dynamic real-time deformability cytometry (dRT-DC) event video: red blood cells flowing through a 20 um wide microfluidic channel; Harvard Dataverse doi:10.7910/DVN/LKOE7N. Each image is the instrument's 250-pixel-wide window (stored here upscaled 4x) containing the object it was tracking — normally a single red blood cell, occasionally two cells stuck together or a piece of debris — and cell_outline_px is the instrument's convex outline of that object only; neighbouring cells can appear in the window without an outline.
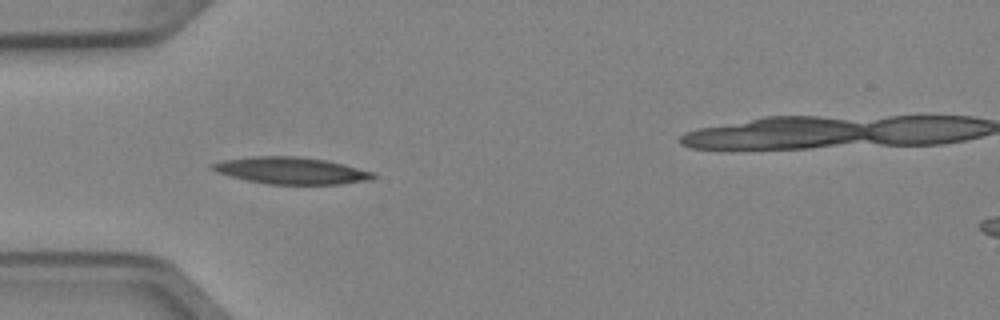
{"species": "Egyptian fruit bat (a non-hibernating species)", "species_latin": "Rousettus aegyptiacus", "temperature_condition": "cold", "stored_images_in_passage": 5, "camera_frame_rate_fps": 3000, "um_per_image_px": 0.085, "animal": {"sex": "female"}, "frame": {"image": 1, "passage_image": 3, "time_ms": 0.667, "image_size_px": [1000, 320], "cell_outline_px": [[376, 176], [372, 180], [340, 184], [268, 184], [248, 180], [216, 172], [208, 168], [208, 164], [224, 160], [252, 156], [300, 156], [324, 160], [344, 164], [372, 172]], "centroid_in_image_um": [24.72, 14.49], "position_along_channel_um": 60.3, "area_um2": 25.14}}
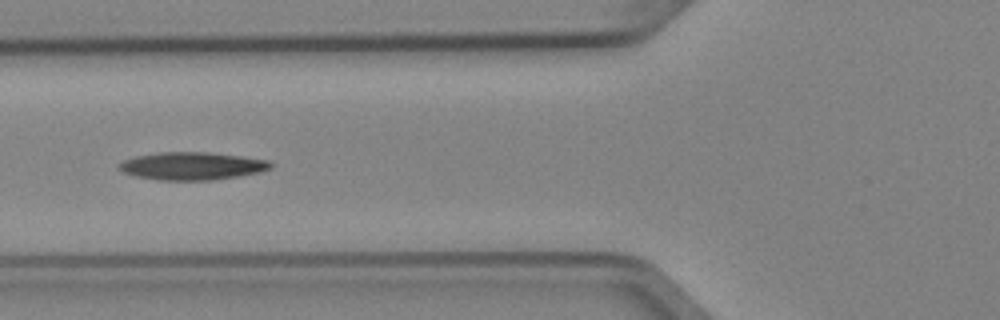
{"frame": {"image": 2, "passage_image": 4, "time_ms": 1.0, "image_size_px": [1000, 320], "cell_outline_px": [[272, 168], [260, 172], [240, 176], [212, 180], [156, 180], [136, 176], [124, 172], [120, 168], [120, 164], [124, 160], [136, 156], [164, 152], [208, 152], [272, 160]], "centroid_in_image_um": [16.4, 14.11], "position_along_channel_um": 109.4, "area_um2": 24.45}}
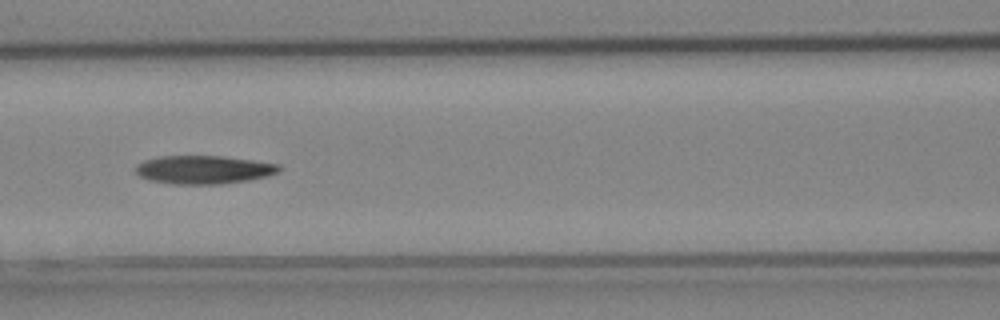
{"frame": {"image": 3, "passage_image": 5, "time_ms": 1.333, "image_size_px": [1000, 320], "cell_outline_px": [[280, 168], [276, 172], [268, 176], [248, 180], [220, 184], [172, 184], [148, 180], [140, 176], [136, 172], [136, 164], [144, 160], [160, 156], [224, 156], [280, 164]], "centroid_in_image_um": [17.28, 14.42], "position_along_channel_um": 149.3, "area_um2": 23.7}}